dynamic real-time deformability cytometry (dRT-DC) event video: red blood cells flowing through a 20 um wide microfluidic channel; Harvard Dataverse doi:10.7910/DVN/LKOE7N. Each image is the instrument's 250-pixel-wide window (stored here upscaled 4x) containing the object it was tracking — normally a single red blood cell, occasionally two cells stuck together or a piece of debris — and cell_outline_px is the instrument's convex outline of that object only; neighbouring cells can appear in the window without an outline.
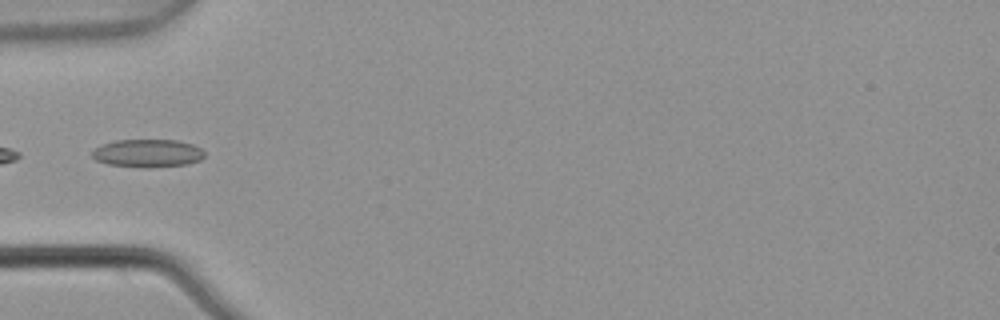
{"species": "common noctule bat (a hibernating species)", "species_latin": "Nyctalus noctula", "temperature_condition": "warm", "stored_images_in_passage": 5, "camera_frame_rate_fps": 3000, "um_per_image_px": 0.085, "animal": {"sex": "male", "body_mass_g": 21.5, "forearm_length_mm": 52.0}, "frame": {"image": 1, "passage_image": 4, "time_ms": 1.0, "image_size_px": [1000, 320], "cell_outline_px": [[204, 156], [200, 160], [188, 164], [152, 168], [144, 168], [108, 164], [96, 160], [92, 156], [92, 148], [100, 144], [116, 140], [176, 140], [192, 144], [200, 148], [204, 152]], "centroid_in_image_um": [12.52, 13.03], "position_along_channel_um": 72.5, "area_um2": 18.55}}
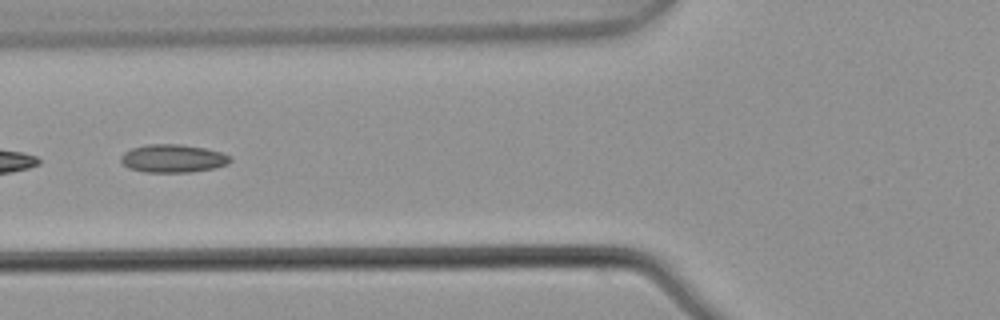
{"frame": {"image": 2, "passage_image": 5, "time_ms": 1.333, "image_size_px": [1000, 320], "cell_outline_px": [[232, 160], [228, 164], [216, 168], [192, 172], [144, 172], [128, 168], [120, 160], [120, 156], [124, 152], [132, 148], [148, 144], [180, 144], [204, 148], [220, 152], [228, 156]], "centroid_in_image_um": [14.69, 13.47], "position_along_channel_um": 111.1, "area_um2": 17.92}}